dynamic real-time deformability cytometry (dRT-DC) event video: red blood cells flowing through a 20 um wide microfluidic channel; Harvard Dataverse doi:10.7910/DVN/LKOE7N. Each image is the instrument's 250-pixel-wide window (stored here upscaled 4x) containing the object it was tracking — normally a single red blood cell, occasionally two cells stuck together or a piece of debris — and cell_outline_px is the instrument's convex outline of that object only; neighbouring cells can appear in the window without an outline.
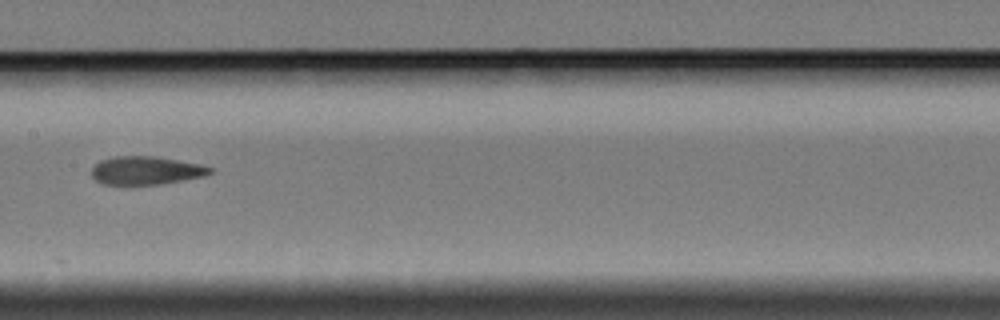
{"species": "Egyptian fruit bat (a non-hibernating species)", "species_latin": "Rousettus aegyptiacus", "temperature_condition": "cold", "stored_images_in_passage": 14, "camera_frame_rate_fps": 3000, "um_per_image_px": 0.085, "animal": {"sex": "female"}, "frame": {"image": 1, "passage_image": 7, "time_ms": 8.667, "image_size_px": [1000, 320], "cell_outline_px": [[212, 172], [200, 176], [160, 184], [104, 184], [96, 180], [92, 176], [92, 168], [100, 160], [116, 156], [156, 156], [200, 164], [212, 168]], "centroid_in_image_um": [12.37, 14.47], "position_along_channel_um": 195.0, "area_um2": 19.13}}
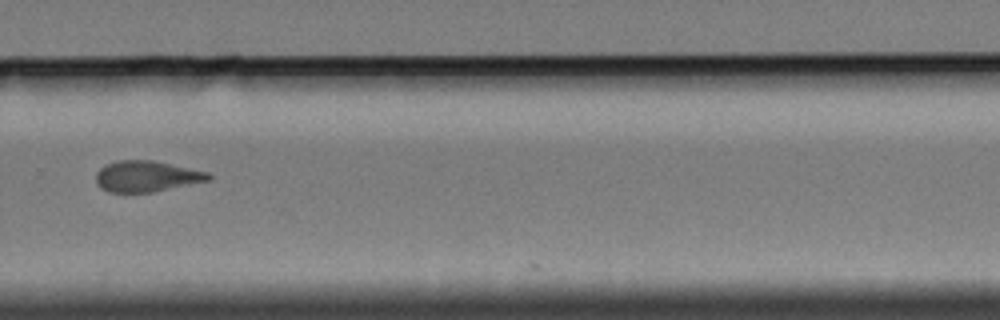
{"frame": {"image": 2, "passage_image": 10, "time_ms": 12.333, "image_size_px": [1000, 320], "cell_outline_px": [[212, 180], [152, 192], [108, 192], [100, 188], [96, 184], [96, 172], [104, 164], [120, 160], [152, 160], [208, 172], [212, 176]], "centroid_in_image_um": [12.44, 14.99], "position_along_channel_um": 317.4, "area_um2": 20.4}}
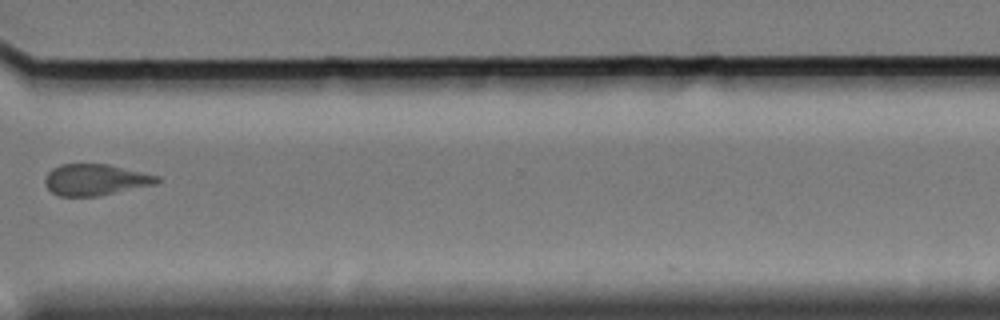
{"frame": {"image": 3, "passage_image": 11, "time_ms": 13.667, "image_size_px": [1000, 320], "cell_outline_px": [[160, 180], [156, 184], [100, 196], [60, 196], [52, 192], [48, 188], [44, 180], [48, 172], [52, 168], [60, 164], [108, 164], [160, 176]], "centroid_in_image_um": [8.12, 15.28], "position_along_channel_um": 362.5, "area_um2": 20.46}}